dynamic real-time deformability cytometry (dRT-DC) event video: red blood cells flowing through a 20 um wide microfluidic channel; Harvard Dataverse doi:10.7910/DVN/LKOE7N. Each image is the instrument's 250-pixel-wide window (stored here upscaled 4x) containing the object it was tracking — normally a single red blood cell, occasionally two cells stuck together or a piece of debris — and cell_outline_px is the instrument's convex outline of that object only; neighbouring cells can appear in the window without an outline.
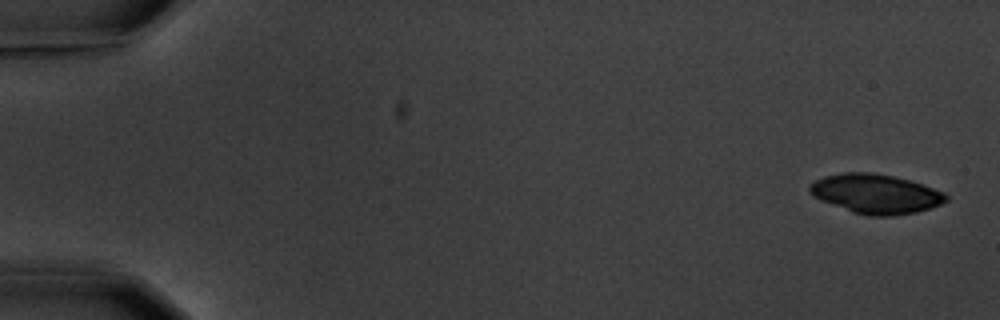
{"species": "common noctule bat (a hibernating species)", "species_latin": "Nyctalus noctula", "temperature_condition": "warm", "stored_images_in_passage": 5, "camera_frame_rate_fps": 3000, "um_per_image_px": 0.085, "animal": {"sex": "male", "body_mass_g": 20.1, "forearm_length_mm": 53.5}, "frame": {"image": 1, "passage_image": 1, "time_ms": 0.0, "image_size_px": [1000, 320], "cell_outline_px": [[948, 200], [940, 204], [916, 212], [892, 216], [868, 216], [852, 212], [820, 200], [812, 196], [808, 192], [808, 188], [816, 180], [824, 176], [844, 172], [872, 172], [892, 176], [908, 180], [944, 192], [948, 196]], "centroid_in_image_um": [74.4, 16.48], "position_along_channel_um": 10.6, "area_um2": 31.15}}